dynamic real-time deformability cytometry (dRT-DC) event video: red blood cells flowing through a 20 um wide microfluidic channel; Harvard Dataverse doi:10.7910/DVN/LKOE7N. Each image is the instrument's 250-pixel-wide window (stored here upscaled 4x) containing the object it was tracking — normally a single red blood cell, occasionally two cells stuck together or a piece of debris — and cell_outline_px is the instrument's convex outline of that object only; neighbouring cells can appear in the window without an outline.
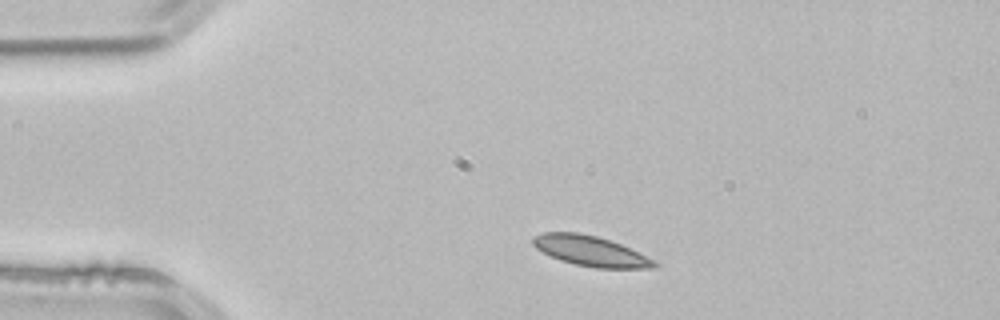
{"species": "common noctule bat (a hibernating species)", "species_latin": "Nyctalus noctula", "temperature_condition": "room temperature", "stored_images_in_passage": 2, "camera_frame_rate_fps": 3000, "um_per_image_px": 0.085, "animal": {"sex": "male", "body_mass_g": 21.5, "forearm_length_mm": 52.0}, "frame": {"image": 1, "passage_image": 1, "time_ms": 0.0, "image_size_px": [1000, 320], "cell_outline_px": [[660, 264], [656, 268], [596, 268], [576, 264], [560, 260], [536, 248], [532, 244], [532, 236], [544, 232], [580, 232], [596, 236], [620, 244]], "centroid_in_image_um": [50.15, 21.33], "position_along_channel_um": 34.9, "area_um2": 21.04}}